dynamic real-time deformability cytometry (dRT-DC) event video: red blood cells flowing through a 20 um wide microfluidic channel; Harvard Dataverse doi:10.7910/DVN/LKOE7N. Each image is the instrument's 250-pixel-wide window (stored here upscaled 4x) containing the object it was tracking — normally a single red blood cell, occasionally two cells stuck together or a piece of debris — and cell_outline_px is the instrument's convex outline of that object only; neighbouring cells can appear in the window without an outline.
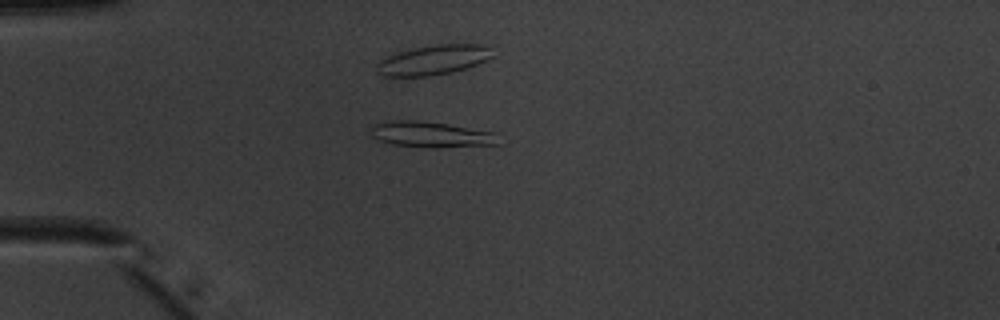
{"species": "common noctule bat (a hibernating species)", "species_latin": "Nyctalus noctula", "temperature_condition": "warm", "stored_images_in_passage": 52, "camera_frame_rate_fps": 3000, "um_per_image_px": 0.085, "animal": {"sex": "male", "body_mass_g": 20.1, "forearm_length_mm": 53.5}, "frame": {"image": 1, "passage_image": 15, "time_ms": 4.667, "image_size_px": [1000, 320], "cell_outline_px": [[500, 144], [436, 148], [388, 144], [372, 136], [372, 128], [376, 124], [392, 120], [416, 120], [448, 124], [496, 132]], "centroid_in_image_um": [36.68, 11.44], "position_along_channel_um": 48.3, "area_um2": 19.19}}